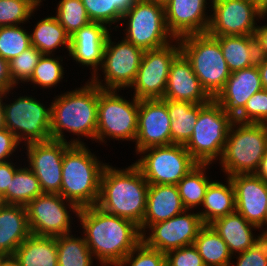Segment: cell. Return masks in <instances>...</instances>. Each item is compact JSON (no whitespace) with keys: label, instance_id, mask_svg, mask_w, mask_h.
Wrapping results in <instances>:
<instances>
[{"label":"cell","instance_id":"cell-18","mask_svg":"<svg viewBox=\"0 0 267 266\" xmlns=\"http://www.w3.org/2000/svg\"><path fill=\"white\" fill-rule=\"evenodd\" d=\"M170 123L167 100H139L136 151L140 152L154 146L171 145Z\"/></svg>","mask_w":267,"mask_h":266},{"label":"cell","instance_id":"cell-8","mask_svg":"<svg viewBox=\"0 0 267 266\" xmlns=\"http://www.w3.org/2000/svg\"><path fill=\"white\" fill-rule=\"evenodd\" d=\"M115 92L98 86L96 140L103 141L106 136L118 140L136 139L139 100L133 97L130 103Z\"/></svg>","mask_w":267,"mask_h":266},{"label":"cell","instance_id":"cell-44","mask_svg":"<svg viewBox=\"0 0 267 266\" xmlns=\"http://www.w3.org/2000/svg\"><path fill=\"white\" fill-rule=\"evenodd\" d=\"M166 266H205L197 248L192 244L165 253Z\"/></svg>","mask_w":267,"mask_h":266},{"label":"cell","instance_id":"cell-34","mask_svg":"<svg viewBox=\"0 0 267 266\" xmlns=\"http://www.w3.org/2000/svg\"><path fill=\"white\" fill-rule=\"evenodd\" d=\"M207 165L210 164H197L176 184L186 210L203 204L206 190L211 183L204 175Z\"/></svg>","mask_w":267,"mask_h":266},{"label":"cell","instance_id":"cell-16","mask_svg":"<svg viewBox=\"0 0 267 266\" xmlns=\"http://www.w3.org/2000/svg\"><path fill=\"white\" fill-rule=\"evenodd\" d=\"M186 213V214H185ZM204 226L198 213L187 214L186 211L151 225V234H142V241L150 248L168 252L194 244L200 229Z\"/></svg>","mask_w":267,"mask_h":266},{"label":"cell","instance_id":"cell-26","mask_svg":"<svg viewBox=\"0 0 267 266\" xmlns=\"http://www.w3.org/2000/svg\"><path fill=\"white\" fill-rule=\"evenodd\" d=\"M210 225L227 244L231 254H234V251L239 253L246 251L265 234L263 232L257 236L258 238H253L251 228L258 227L249 223L237 211L216 219Z\"/></svg>","mask_w":267,"mask_h":266},{"label":"cell","instance_id":"cell-6","mask_svg":"<svg viewBox=\"0 0 267 266\" xmlns=\"http://www.w3.org/2000/svg\"><path fill=\"white\" fill-rule=\"evenodd\" d=\"M235 124L239 126L236 130ZM266 151L267 124L234 121L221 157L223 170L228 177L255 174Z\"/></svg>","mask_w":267,"mask_h":266},{"label":"cell","instance_id":"cell-31","mask_svg":"<svg viewBox=\"0 0 267 266\" xmlns=\"http://www.w3.org/2000/svg\"><path fill=\"white\" fill-rule=\"evenodd\" d=\"M193 245L197 248L205 266H231L232 254L211 225H204L200 229Z\"/></svg>","mask_w":267,"mask_h":266},{"label":"cell","instance_id":"cell-35","mask_svg":"<svg viewBox=\"0 0 267 266\" xmlns=\"http://www.w3.org/2000/svg\"><path fill=\"white\" fill-rule=\"evenodd\" d=\"M68 233L56 237L58 266H91L92 253L85 238H72Z\"/></svg>","mask_w":267,"mask_h":266},{"label":"cell","instance_id":"cell-21","mask_svg":"<svg viewBox=\"0 0 267 266\" xmlns=\"http://www.w3.org/2000/svg\"><path fill=\"white\" fill-rule=\"evenodd\" d=\"M163 99L200 104L213 98L199 82L190 62L180 53L171 64Z\"/></svg>","mask_w":267,"mask_h":266},{"label":"cell","instance_id":"cell-13","mask_svg":"<svg viewBox=\"0 0 267 266\" xmlns=\"http://www.w3.org/2000/svg\"><path fill=\"white\" fill-rule=\"evenodd\" d=\"M143 54V49L125 39L113 45L109 34L101 65L104 69L105 83L108 87L103 86L96 76H93L91 81L104 90L130 87L136 78Z\"/></svg>","mask_w":267,"mask_h":266},{"label":"cell","instance_id":"cell-29","mask_svg":"<svg viewBox=\"0 0 267 266\" xmlns=\"http://www.w3.org/2000/svg\"><path fill=\"white\" fill-rule=\"evenodd\" d=\"M227 179L228 186L214 181L209 184L202 204L205 211L198 213L204 225L236 211L234 187Z\"/></svg>","mask_w":267,"mask_h":266},{"label":"cell","instance_id":"cell-33","mask_svg":"<svg viewBox=\"0 0 267 266\" xmlns=\"http://www.w3.org/2000/svg\"><path fill=\"white\" fill-rule=\"evenodd\" d=\"M43 194L39 180L30 168L17 169L11 179L10 188L2 195L4 204L26 206Z\"/></svg>","mask_w":267,"mask_h":266},{"label":"cell","instance_id":"cell-41","mask_svg":"<svg viewBox=\"0 0 267 266\" xmlns=\"http://www.w3.org/2000/svg\"><path fill=\"white\" fill-rule=\"evenodd\" d=\"M62 68L59 59L51 58L49 55H42L27 82L31 81L44 88L55 86L63 77Z\"/></svg>","mask_w":267,"mask_h":266},{"label":"cell","instance_id":"cell-17","mask_svg":"<svg viewBox=\"0 0 267 266\" xmlns=\"http://www.w3.org/2000/svg\"><path fill=\"white\" fill-rule=\"evenodd\" d=\"M60 194L43 193L26 205L31 234L57 237L70 232V216Z\"/></svg>","mask_w":267,"mask_h":266},{"label":"cell","instance_id":"cell-20","mask_svg":"<svg viewBox=\"0 0 267 266\" xmlns=\"http://www.w3.org/2000/svg\"><path fill=\"white\" fill-rule=\"evenodd\" d=\"M205 3L206 0H169L164 5L166 26L174 40L207 33L211 17L204 14Z\"/></svg>","mask_w":267,"mask_h":266},{"label":"cell","instance_id":"cell-5","mask_svg":"<svg viewBox=\"0 0 267 266\" xmlns=\"http://www.w3.org/2000/svg\"><path fill=\"white\" fill-rule=\"evenodd\" d=\"M179 40L180 43L177 42ZM176 42L180 45L181 53L190 62L199 82L214 99L231 74L219 41L208 33H201L184 36Z\"/></svg>","mask_w":267,"mask_h":266},{"label":"cell","instance_id":"cell-11","mask_svg":"<svg viewBox=\"0 0 267 266\" xmlns=\"http://www.w3.org/2000/svg\"><path fill=\"white\" fill-rule=\"evenodd\" d=\"M3 108L4 127L13 133L18 141L25 139L28 144L51 140L50 108L46 109L37 100L28 96H22Z\"/></svg>","mask_w":267,"mask_h":266},{"label":"cell","instance_id":"cell-58","mask_svg":"<svg viewBox=\"0 0 267 266\" xmlns=\"http://www.w3.org/2000/svg\"><path fill=\"white\" fill-rule=\"evenodd\" d=\"M4 204V201L2 199V196L0 195V207Z\"/></svg>","mask_w":267,"mask_h":266},{"label":"cell","instance_id":"cell-27","mask_svg":"<svg viewBox=\"0 0 267 266\" xmlns=\"http://www.w3.org/2000/svg\"><path fill=\"white\" fill-rule=\"evenodd\" d=\"M220 44L229 71L246 69L257 64L255 35L214 36Z\"/></svg>","mask_w":267,"mask_h":266},{"label":"cell","instance_id":"cell-57","mask_svg":"<svg viewBox=\"0 0 267 266\" xmlns=\"http://www.w3.org/2000/svg\"><path fill=\"white\" fill-rule=\"evenodd\" d=\"M6 257V255L0 253V263Z\"/></svg>","mask_w":267,"mask_h":266},{"label":"cell","instance_id":"cell-38","mask_svg":"<svg viewBox=\"0 0 267 266\" xmlns=\"http://www.w3.org/2000/svg\"><path fill=\"white\" fill-rule=\"evenodd\" d=\"M55 17L70 36L91 22L81 0H61Z\"/></svg>","mask_w":267,"mask_h":266},{"label":"cell","instance_id":"cell-2","mask_svg":"<svg viewBox=\"0 0 267 266\" xmlns=\"http://www.w3.org/2000/svg\"><path fill=\"white\" fill-rule=\"evenodd\" d=\"M148 188L149 183L135 163L125 170L105 165L96 206L104 212L129 219L140 226L146 212Z\"/></svg>","mask_w":267,"mask_h":266},{"label":"cell","instance_id":"cell-25","mask_svg":"<svg viewBox=\"0 0 267 266\" xmlns=\"http://www.w3.org/2000/svg\"><path fill=\"white\" fill-rule=\"evenodd\" d=\"M30 235L26 206L3 204L0 207V253L13 256Z\"/></svg>","mask_w":267,"mask_h":266},{"label":"cell","instance_id":"cell-50","mask_svg":"<svg viewBox=\"0 0 267 266\" xmlns=\"http://www.w3.org/2000/svg\"><path fill=\"white\" fill-rule=\"evenodd\" d=\"M257 67L263 89H267V57H258Z\"/></svg>","mask_w":267,"mask_h":266},{"label":"cell","instance_id":"cell-36","mask_svg":"<svg viewBox=\"0 0 267 266\" xmlns=\"http://www.w3.org/2000/svg\"><path fill=\"white\" fill-rule=\"evenodd\" d=\"M91 22L109 24L122 20L138 0H81Z\"/></svg>","mask_w":267,"mask_h":266},{"label":"cell","instance_id":"cell-24","mask_svg":"<svg viewBox=\"0 0 267 266\" xmlns=\"http://www.w3.org/2000/svg\"><path fill=\"white\" fill-rule=\"evenodd\" d=\"M187 211L179 195L177 185L149 184L147 192L146 212L139 226L144 234L146 226L166 221ZM144 230V232H143Z\"/></svg>","mask_w":267,"mask_h":266},{"label":"cell","instance_id":"cell-4","mask_svg":"<svg viewBox=\"0 0 267 266\" xmlns=\"http://www.w3.org/2000/svg\"><path fill=\"white\" fill-rule=\"evenodd\" d=\"M50 109L51 139L66 141L62 129L78 136L96 138L98 86L92 81L56 98Z\"/></svg>","mask_w":267,"mask_h":266},{"label":"cell","instance_id":"cell-28","mask_svg":"<svg viewBox=\"0 0 267 266\" xmlns=\"http://www.w3.org/2000/svg\"><path fill=\"white\" fill-rule=\"evenodd\" d=\"M13 256L20 266H58L56 237L31 234Z\"/></svg>","mask_w":267,"mask_h":266},{"label":"cell","instance_id":"cell-49","mask_svg":"<svg viewBox=\"0 0 267 266\" xmlns=\"http://www.w3.org/2000/svg\"><path fill=\"white\" fill-rule=\"evenodd\" d=\"M257 41L258 57H267V24L258 27L255 33Z\"/></svg>","mask_w":267,"mask_h":266},{"label":"cell","instance_id":"cell-45","mask_svg":"<svg viewBox=\"0 0 267 266\" xmlns=\"http://www.w3.org/2000/svg\"><path fill=\"white\" fill-rule=\"evenodd\" d=\"M238 254L236 266H267V234L249 249Z\"/></svg>","mask_w":267,"mask_h":266},{"label":"cell","instance_id":"cell-32","mask_svg":"<svg viewBox=\"0 0 267 266\" xmlns=\"http://www.w3.org/2000/svg\"><path fill=\"white\" fill-rule=\"evenodd\" d=\"M34 32L30 35L31 45L43 55H49L60 45L70 49V35L57 21L56 17H46L37 23Z\"/></svg>","mask_w":267,"mask_h":266},{"label":"cell","instance_id":"cell-39","mask_svg":"<svg viewBox=\"0 0 267 266\" xmlns=\"http://www.w3.org/2000/svg\"><path fill=\"white\" fill-rule=\"evenodd\" d=\"M42 53L30 46L24 50L19 56L9 61V74L14 84H18L17 81H28L32 76L39 59L42 57Z\"/></svg>","mask_w":267,"mask_h":266},{"label":"cell","instance_id":"cell-12","mask_svg":"<svg viewBox=\"0 0 267 266\" xmlns=\"http://www.w3.org/2000/svg\"><path fill=\"white\" fill-rule=\"evenodd\" d=\"M207 33L211 36L255 35V17L267 14L251 0H213Z\"/></svg>","mask_w":267,"mask_h":266},{"label":"cell","instance_id":"cell-42","mask_svg":"<svg viewBox=\"0 0 267 266\" xmlns=\"http://www.w3.org/2000/svg\"><path fill=\"white\" fill-rule=\"evenodd\" d=\"M35 8L25 0H0V26H16L23 23Z\"/></svg>","mask_w":267,"mask_h":266},{"label":"cell","instance_id":"cell-52","mask_svg":"<svg viewBox=\"0 0 267 266\" xmlns=\"http://www.w3.org/2000/svg\"><path fill=\"white\" fill-rule=\"evenodd\" d=\"M0 266H20L14 256H6L0 263Z\"/></svg>","mask_w":267,"mask_h":266},{"label":"cell","instance_id":"cell-43","mask_svg":"<svg viewBox=\"0 0 267 266\" xmlns=\"http://www.w3.org/2000/svg\"><path fill=\"white\" fill-rule=\"evenodd\" d=\"M135 253L136 257H133ZM127 264L130 266H166V257L164 252L150 248L141 241L117 266Z\"/></svg>","mask_w":267,"mask_h":266},{"label":"cell","instance_id":"cell-55","mask_svg":"<svg viewBox=\"0 0 267 266\" xmlns=\"http://www.w3.org/2000/svg\"><path fill=\"white\" fill-rule=\"evenodd\" d=\"M25 1L28 2L35 9L36 7H38V5L40 6L41 2V0H25Z\"/></svg>","mask_w":267,"mask_h":266},{"label":"cell","instance_id":"cell-53","mask_svg":"<svg viewBox=\"0 0 267 266\" xmlns=\"http://www.w3.org/2000/svg\"><path fill=\"white\" fill-rule=\"evenodd\" d=\"M6 92H0V129L4 128V104H2V96H5Z\"/></svg>","mask_w":267,"mask_h":266},{"label":"cell","instance_id":"cell-40","mask_svg":"<svg viewBox=\"0 0 267 266\" xmlns=\"http://www.w3.org/2000/svg\"><path fill=\"white\" fill-rule=\"evenodd\" d=\"M239 123L267 124V89L253 94L244 108L234 117Z\"/></svg>","mask_w":267,"mask_h":266},{"label":"cell","instance_id":"cell-3","mask_svg":"<svg viewBox=\"0 0 267 266\" xmlns=\"http://www.w3.org/2000/svg\"><path fill=\"white\" fill-rule=\"evenodd\" d=\"M104 167L84 143L72 144L64 152L59 194L69 201V207L76 214L80 208L97 205Z\"/></svg>","mask_w":267,"mask_h":266},{"label":"cell","instance_id":"cell-48","mask_svg":"<svg viewBox=\"0 0 267 266\" xmlns=\"http://www.w3.org/2000/svg\"><path fill=\"white\" fill-rule=\"evenodd\" d=\"M15 84L9 74V62L0 56V92H9Z\"/></svg>","mask_w":267,"mask_h":266},{"label":"cell","instance_id":"cell-7","mask_svg":"<svg viewBox=\"0 0 267 266\" xmlns=\"http://www.w3.org/2000/svg\"><path fill=\"white\" fill-rule=\"evenodd\" d=\"M234 118L214 99L199 104V115L189 141L184 145L198 164L221 159Z\"/></svg>","mask_w":267,"mask_h":266},{"label":"cell","instance_id":"cell-19","mask_svg":"<svg viewBox=\"0 0 267 266\" xmlns=\"http://www.w3.org/2000/svg\"><path fill=\"white\" fill-rule=\"evenodd\" d=\"M229 178L235 191L236 211L258 228L267 224V181L255 174Z\"/></svg>","mask_w":267,"mask_h":266},{"label":"cell","instance_id":"cell-22","mask_svg":"<svg viewBox=\"0 0 267 266\" xmlns=\"http://www.w3.org/2000/svg\"><path fill=\"white\" fill-rule=\"evenodd\" d=\"M262 89L260 73L255 64L232 72L214 100L234 118L244 108L246 101Z\"/></svg>","mask_w":267,"mask_h":266},{"label":"cell","instance_id":"cell-47","mask_svg":"<svg viewBox=\"0 0 267 266\" xmlns=\"http://www.w3.org/2000/svg\"><path fill=\"white\" fill-rule=\"evenodd\" d=\"M8 161L0 163V195L2 196L7 188H10L11 179L13 178L17 168Z\"/></svg>","mask_w":267,"mask_h":266},{"label":"cell","instance_id":"cell-46","mask_svg":"<svg viewBox=\"0 0 267 266\" xmlns=\"http://www.w3.org/2000/svg\"><path fill=\"white\" fill-rule=\"evenodd\" d=\"M20 142L7 128L0 129V163L6 162V158L15 151Z\"/></svg>","mask_w":267,"mask_h":266},{"label":"cell","instance_id":"cell-51","mask_svg":"<svg viewBox=\"0 0 267 266\" xmlns=\"http://www.w3.org/2000/svg\"><path fill=\"white\" fill-rule=\"evenodd\" d=\"M255 175L267 181V151L264 154Z\"/></svg>","mask_w":267,"mask_h":266},{"label":"cell","instance_id":"cell-23","mask_svg":"<svg viewBox=\"0 0 267 266\" xmlns=\"http://www.w3.org/2000/svg\"><path fill=\"white\" fill-rule=\"evenodd\" d=\"M105 24L90 22L70 36L69 54L82 65L91 66L96 75L97 66L102 64L106 40L109 36Z\"/></svg>","mask_w":267,"mask_h":266},{"label":"cell","instance_id":"cell-37","mask_svg":"<svg viewBox=\"0 0 267 266\" xmlns=\"http://www.w3.org/2000/svg\"><path fill=\"white\" fill-rule=\"evenodd\" d=\"M20 27L0 26V56L8 62L31 46L30 35Z\"/></svg>","mask_w":267,"mask_h":266},{"label":"cell","instance_id":"cell-14","mask_svg":"<svg viewBox=\"0 0 267 266\" xmlns=\"http://www.w3.org/2000/svg\"><path fill=\"white\" fill-rule=\"evenodd\" d=\"M181 53L180 45H166L162 48L144 51L136 78L131 86L135 98L163 99L168 75L173 60Z\"/></svg>","mask_w":267,"mask_h":266},{"label":"cell","instance_id":"cell-30","mask_svg":"<svg viewBox=\"0 0 267 266\" xmlns=\"http://www.w3.org/2000/svg\"><path fill=\"white\" fill-rule=\"evenodd\" d=\"M171 120V144L185 145L192 133L199 115V104L187 101L167 100Z\"/></svg>","mask_w":267,"mask_h":266},{"label":"cell","instance_id":"cell-1","mask_svg":"<svg viewBox=\"0 0 267 266\" xmlns=\"http://www.w3.org/2000/svg\"><path fill=\"white\" fill-rule=\"evenodd\" d=\"M77 215L88 248L104 266H117L142 241L139 225L96 205L80 208Z\"/></svg>","mask_w":267,"mask_h":266},{"label":"cell","instance_id":"cell-9","mask_svg":"<svg viewBox=\"0 0 267 266\" xmlns=\"http://www.w3.org/2000/svg\"><path fill=\"white\" fill-rule=\"evenodd\" d=\"M129 21L126 41L146 50L162 48L170 43L171 38L165 22V6L151 0H138L135 6L126 12ZM171 36V37H170Z\"/></svg>","mask_w":267,"mask_h":266},{"label":"cell","instance_id":"cell-56","mask_svg":"<svg viewBox=\"0 0 267 266\" xmlns=\"http://www.w3.org/2000/svg\"><path fill=\"white\" fill-rule=\"evenodd\" d=\"M151 1L157 2V3L162 4V5H165L169 0H151Z\"/></svg>","mask_w":267,"mask_h":266},{"label":"cell","instance_id":"cell-15","mask_svg":"<svg viewBox=\"0 0 267 266\" xmlns=\"http://www.w3.org/2000/svg\"><path fill=\"white\" fill-rule=\"evenodd\" d=\"M72 144H82V142L75 139L71 143L51 139L27 144L29 167L39 180L43 193H60L64 152Z\"/></svg>","mask_w":267,"mask_h":266},{"label":"cell","instance_id":"cell-54","mask_svg":"<svg viewBox=\"0 0 267 266\" xmlns=\"http://www.w3.org/2000/svg\"><path fill=\"white\" fill-rule=\"evenodd\" d=\"M258 4L263 10L267 12V0H251Z\"/></svg>","mask_w":267,"mask_h":266},{"label":"cell","instance_id":"cell-10","mask_svg":"<svg viewBox=\"0 0 267 266\" xmlns=\"http://www.w3.org/2000/svg\"><path fill=\"white\" fill-rule=\"evenodd\" d=\"M150 151L135 164L149 184L176 185L198 163L191 157L184 145L171 144L154 146L141 150Z\"/></svg>","mask_w":267,"mask_h":266}]
</instances>
